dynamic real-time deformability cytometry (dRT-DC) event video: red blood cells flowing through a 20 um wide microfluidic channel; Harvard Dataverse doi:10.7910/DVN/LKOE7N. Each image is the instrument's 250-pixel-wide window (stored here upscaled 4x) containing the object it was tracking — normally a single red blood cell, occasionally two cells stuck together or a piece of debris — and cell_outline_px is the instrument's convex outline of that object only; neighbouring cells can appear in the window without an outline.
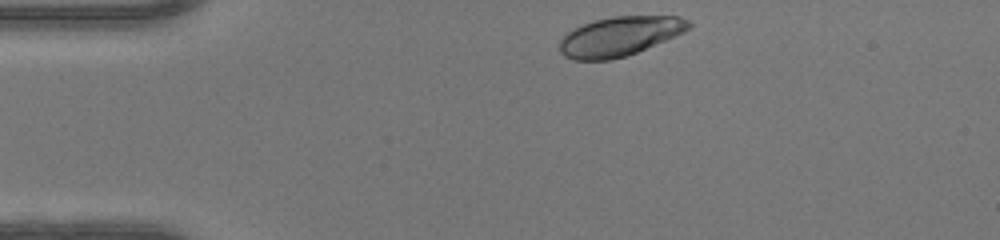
{"species": "human", "species_latin": "Homo sapiens", "temperature_condition": "warm", "stored_images_in_passage": 34, "camera_frame_rate_fps": 3000, "um_per_image_px": 0.085, "donor": {"sex": "female"}, "frame": {"image": 1, "passage_image": 1, "time_ms": 0.0, "image_size_px": [1000, 240], "cell_outline_px": [[692, 28], [684, 32], [636, 52], [624, 56], [608, 60], [572, 60], [564, 56], [560, 52], [560, 40], [572, 28], [596, 20], [612, 16], [676, 16], [688, 20], [692, 24]], "centroid_in_image_um": [52.66, 3.08], "position_along_channel_um": 32.3, "area_um2": 29.42}}
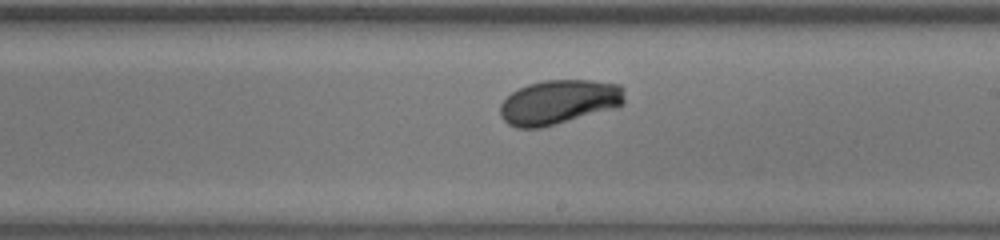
{"frame": {"image": 2, "passage_image": 20, "time_ms": 6.333, "image_size_px": [1000, 240], "cell_outline_px": [[624, 104], [616, 108], [556, 124], [540, 128], [516, 128], [508, 124], [500, 116], [500, 104], [512, 92], [528, 84], [544, 80], [592, 80], [620, 84], [624, 88]], "centroid_in_image_um": [47.53, 8.67], "position_along_channel_um": 241.5, "area_um2": 32.43}}
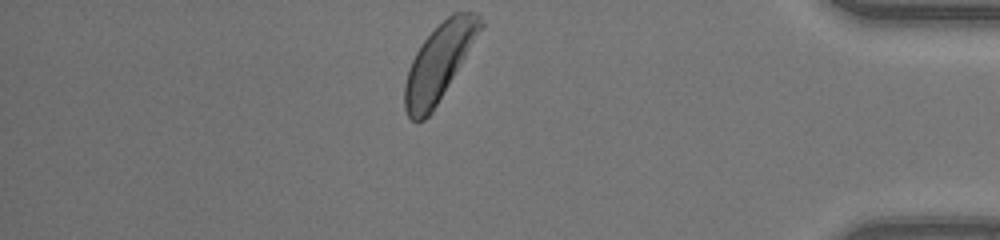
{"frame": {"image": 3, "passage_image": 34, "time_ms": 11.0, "image_size_px": [1000, 240], "cell_outline_px": [[484, 24], [432, 112], [424, 120], [412, 120], [408, 116], [404, 108], [404, 84], [408, 68], [416, 52], [424, 40], [452, 12], [472, 12], [480, 16], [484, 20]], "centroid_in_image_um": [37.28, 5.31], "position_along_channel_um": 397.9, "area_um2": 32.66}, "authors_computed_cell_mechanics": {"area_um2": 31.9056, "velocity_mm_per_s": 4.1429, "shape_relaxation_time_tau1_ms": 2.9197, "shape_relaxation_time_tau2_ms": null, "deformation_change_tau1": 0.1509, "deformation_change_tau2": null}}